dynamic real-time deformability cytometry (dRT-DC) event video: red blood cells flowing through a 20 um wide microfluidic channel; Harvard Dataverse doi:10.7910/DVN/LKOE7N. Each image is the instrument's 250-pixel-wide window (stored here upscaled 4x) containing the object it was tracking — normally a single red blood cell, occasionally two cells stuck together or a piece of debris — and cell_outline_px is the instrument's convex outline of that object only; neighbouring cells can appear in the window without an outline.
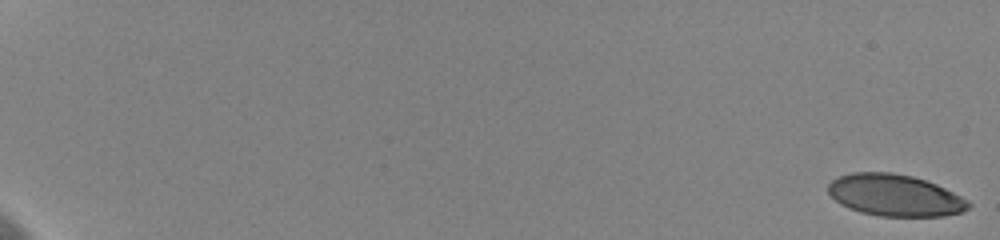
{"species": "human", "species_latin": "Homo sapiens", "temperature_condition": "cold", "stored_images_in_passage": 53, "camera_frame_rate_fps": 3000, "um_per_image_px": 0.085, "donor": {"sex": "female"}, "frame": {"image": 1, "passage_image": 1, "time_ms": 0.0, "image_size_px": [1000, 240], "cell_outline_px": [[972, 204], [968, 208], [960, 212], [944, 216], [880, 216], [860, 212], [848, 208], [840, 204], [828, 192], [828, 184], [832, 180], [840, 176], [852, 172], [892, 172], [912, 176], [936, 184], [968, 200]], "centroid_in_image_um": [76.05, 16.6], "position_along_channel_um": 9.0, "area_um2": 33.99}}
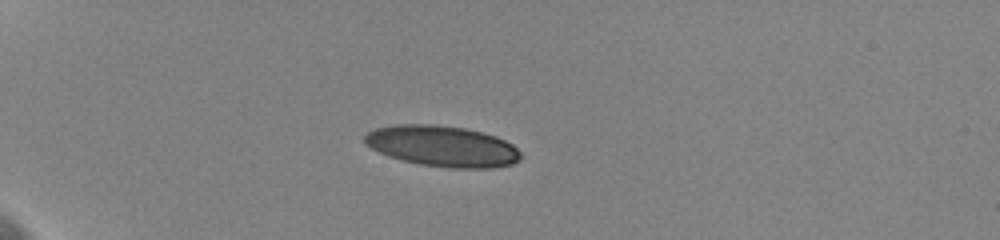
{"frame": {"image": 2, "passage_image": 15, "time_ms": 6.0, "image_size_px": [1000, 240], "cell_outline_px": [[524, 156], [520, 160], [512, 164], [492, 168], [452, 168], [420, 164], [400, 160], [388, 156], [364, 144], [364, 136], [368, 132], [376, 128], [396, 124], [432, 124], [464, 128], [496, 136], [512, 144]], "centroid_in_image_um": [37.61, 12.43], "position_along_channel_um": 47.4, "area_um2": 37.28}}
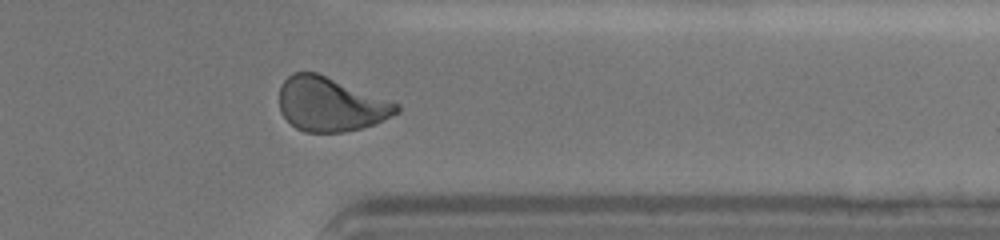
{"frame": {"image": 3, "passage_image": 44, "time_ms": 16.667, "image_size_px": [1000, 240], "cell_outline_px": [[400, 112], [376, 124], [344, 132], [304, 132], [296, 128], [280, 112], [280, 84], [292, 72], [316, 72], [400, 104]], "centroid_in_image_um": [28.1, 8.87], "position_along_channel_um": 383.3, "area_um2": 36.93}, "authors_computed_cell_mechanics": {"area_um2": 36.6452, "velocity_mm_per_s": 3.6033, "shape_relaxation_time_tau1_ms": 7.0977, "shape_relaxation_time_tau2_ms": 1.3332, "deformation_change_tau1": 0.1889, "deformation_change_tau2": 0.0667}}